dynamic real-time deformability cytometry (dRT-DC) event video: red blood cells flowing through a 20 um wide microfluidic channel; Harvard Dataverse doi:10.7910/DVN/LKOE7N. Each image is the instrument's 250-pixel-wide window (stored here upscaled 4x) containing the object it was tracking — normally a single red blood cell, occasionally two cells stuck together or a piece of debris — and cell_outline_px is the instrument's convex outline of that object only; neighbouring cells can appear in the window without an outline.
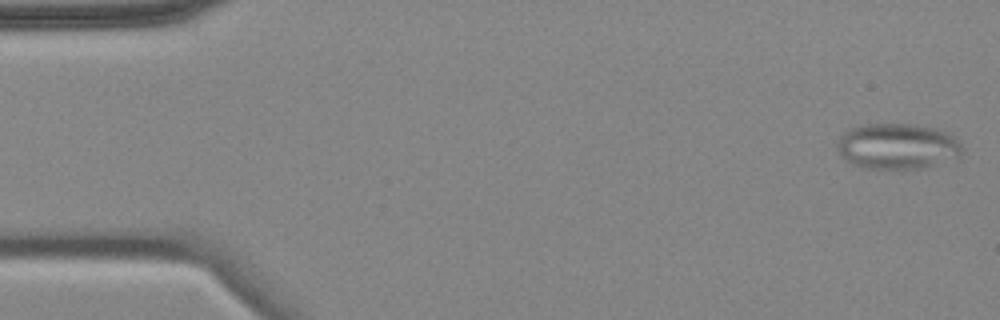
{"species": "common noctule bat (a hibernating species)", "species_latin": "Nyctalus noctula", "temperature_condition": "cold", "stored_images_in_passage": 4, "camera_frame_rate_fps": 3000, "um_per_image_px": 0.085, "animal": {"sex": "female", "body_mass_g": 18.4}, "frame": {"image": 1, "passage_image": 1, "time_ms": 0.0, "image_size_px": [1000, 320], "cell_outline_px": [[964, 148], [956, 156], [920, 168], [904, 172], [900, 172], [864, 168], [852, 164], [844, 160], [840, 156], [836, 148], [836, 144], [840, 136], [848, 128], [860, 124], [916, 124], [948, 132], [956, 136]], "centroid_in_image_um": [76.2, 12.45], "position_along_channel_um": 8.8, "area_um2": 34.16}}
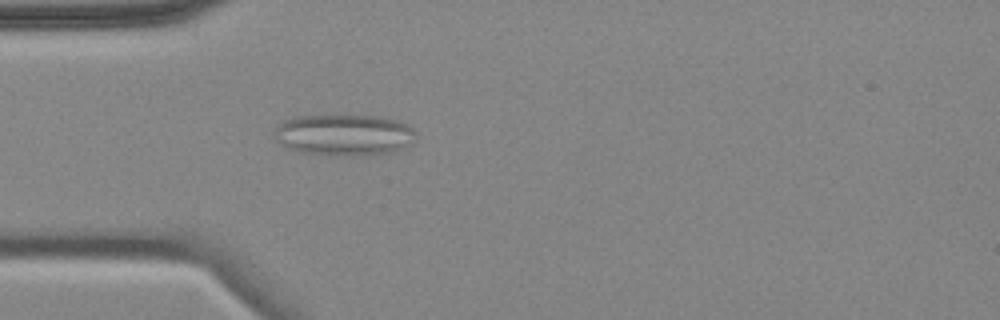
{"frame": {"image": 2, "passage_image": 4, "time_ms": 4.667, "image_size_px": [1000, 320], "cell_outline_px": [[416, 136], [404, 148], [392, 152], [368, 156], [344, 156], [300, 152], [284, 148], [276, 140], [272, 132], [276, 124], [284, 120], [296, 116], [376, 116], [396, 120], [408, 124], [416, 132]], "centroid_in_image_um": [29.2, 11.48], "position_along_channel_um": 55.8, "area_um2": 34.56}}